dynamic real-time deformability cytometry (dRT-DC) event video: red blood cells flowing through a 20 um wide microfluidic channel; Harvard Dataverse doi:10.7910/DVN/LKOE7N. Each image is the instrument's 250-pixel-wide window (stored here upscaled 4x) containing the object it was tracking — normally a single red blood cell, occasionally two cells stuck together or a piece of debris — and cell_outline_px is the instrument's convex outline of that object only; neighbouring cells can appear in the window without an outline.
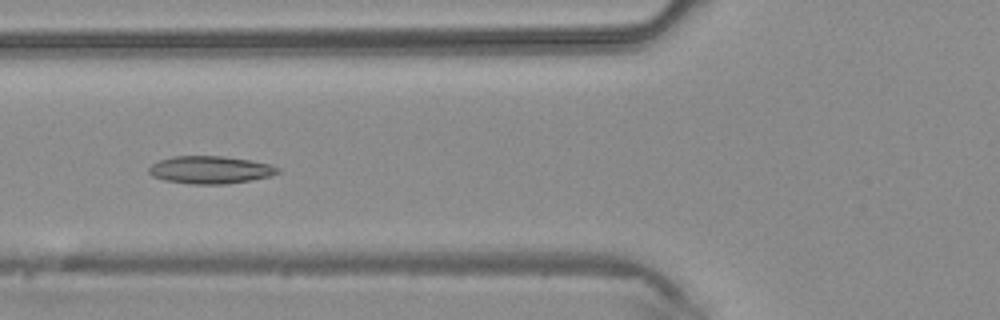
{"species": "common noctule bat (a hibernating species)", "species_latin": "Nyctalus noctula", "temperature_condition": "warm", "stored_images_in_passage": 44, "camera_frame_rate_fps": 3000, "um_per_image_px": 0.085, "animal": {"sex": "male", "body_mass_g": 20.4}, "frame": {"image": 1, "passage_image": 17, "time_ms": 5.333, "image_size_px": [1000, 320], "cell_outline_px": [[280, 172], [272, 176], [252, 180], [224, 184], [192, 184], [164, 180], [152, 176], [148, 172], [148, 168], [152, 164], [160, 160], [172, 156], [224, 156], [252, 160], [272, 164], [280, 168]], "centroid_in_image_um": [17.91, 14.43], "position_along_channel_um": 107.9, "area_um2": 20.98}}
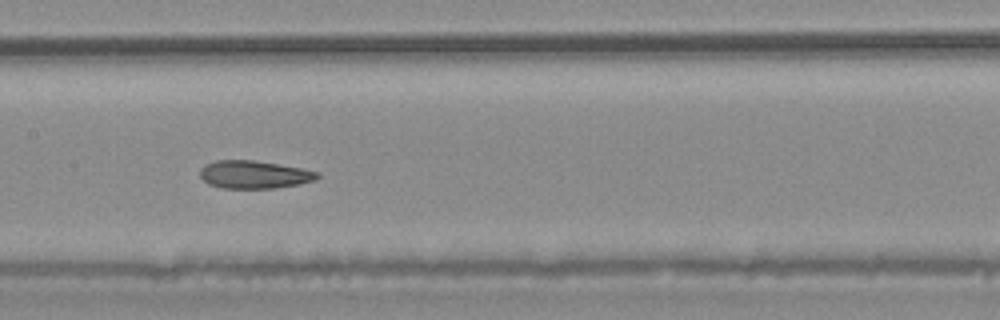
{"frame": {"image": 2, "passage_image": 22, "time_ms": 7.0, "image_size_px": [1000, 320], "cell_outline_px": [[320, 176], [316, 180], [300, 184], [276, 188], [220, 188], [208, 184], [200, 176], [200, 168], [204, 164], [216, 160], [252, 160], [304, 168], [320, 172]], "centroid_in_image_um": [21.62, 14.84], "position_along_channel_um": 185.8, "area_um2": 19.31}}
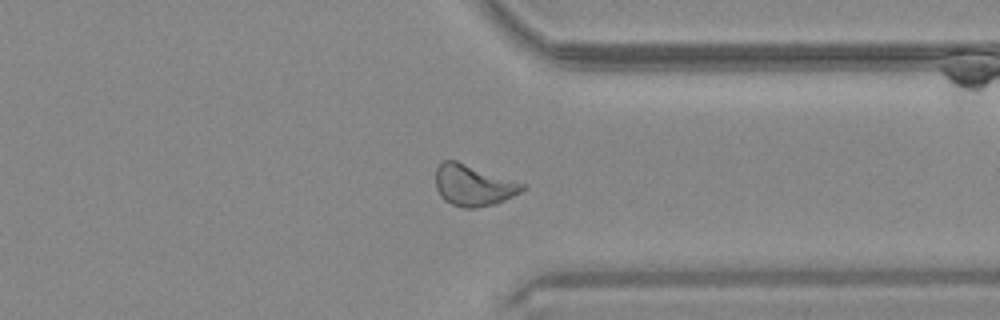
{"frame": {"image": 3, "passage_image": 34, "time_ms": 11.0, "image_size_px": [1000, 320], "cell_outline_px": [[524, 188], [520, 192], [504, 200], [492, 204], [476, 208], [464, 208], [452, 204], [444, 200], [440, 196], [436, 188], [436, 168], [444, 160], [456, 160], [524, 184]], "centroid_in_image_um": [40.18, 15.75], "position_along_channel_um": 371.2, "area_um2": 20.46}}